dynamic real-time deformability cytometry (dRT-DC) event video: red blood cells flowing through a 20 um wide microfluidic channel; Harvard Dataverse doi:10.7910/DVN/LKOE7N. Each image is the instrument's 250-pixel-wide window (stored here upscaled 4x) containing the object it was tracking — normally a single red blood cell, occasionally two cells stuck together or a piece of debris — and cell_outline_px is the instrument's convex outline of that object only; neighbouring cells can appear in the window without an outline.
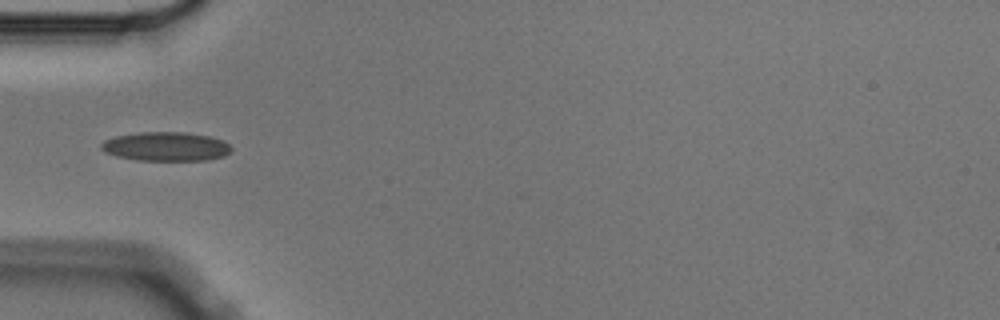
{"species": "Egyptian fruit bat (a non-hibernating species)", "species_latin": "Rousettus aegyptiacus", "temperature_condition": "cold", "stored_images_in_passage": 6, "camera_frame_rate_fps": 3000, "um_per_image_px": 0.085, "animal": {"sex": "male"}, "frame": {"image": 1, "passage_image": 6, "time_ms": 1.667, "image_size_px": [1000, 320], "cell_outline_px": [[232, 152], [224, 156], [208, 160], [136, 160], [116, 156], [104, 152], [100, 148], [100, 144], [104, 140], [116, 136], [140, 132], [184, 132], [208, 136], [224, 140], [232, 148]], "centroid_in_image_um": [14.11, 12.45], "position_along_channel_um": 70.9, "area_um2": 22.14}}